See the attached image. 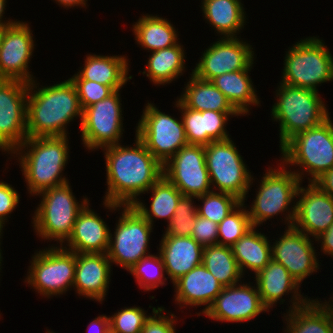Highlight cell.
<instances>
[{
  "label": "cell",
  "instance_id": "816d5d0a",
  "mask_svg": "<svg viewBox=\"0 0 333 333\" xmlns=\"http://www.w3.org/2000/svg\"><path fill=\"white\" fill-rule=\"evenodd\" d=\"M9 25H12V24H0V46H1V43H2V38H3V35L5 33V30Z\"/></svg>",
  "mask_w": 333,
  "mask_h": 333
},
{
  "label": "cell",
  "instance_id": "8d00e7d4",
  "mask_svg": "<svg viewBox=\"0 0 333 333\" xmlns=\"http://www.w3.org/2000/svg\"><path fill=\"white\" fill-rule=\"evenodd\" d=\"M245 207V208H244ZM246 206L241 202L218 224V244L232 247L253 228Z\"/></svg>",
  "mask_w": 333,
  "mask_h": 333
},
{
  "label": "cell",
  "instance_id": "7dc6e473",
  "mask_svg": "<svg viewBox=\"0 0 333 333\" xmlns=\"http://www.w3.org/2000/svg\"><path fill=\"white\" fill-rule=\"evenodd\" d=\"M88 326L87 333H110V318L106 315L95 317Z\"/></svg>",
  "mask_w": 333,
  "mask_h": 333
},
{
  "label": "cell",
  "instance_id": "e575fe53",
  "mask_svg": "<svg viewBox=\"0 0 333 333\" xmlns=\"http://www.w3.org/2000/svg\"><path fill=\"white\" fill-rule=\"evenodd\" d=\"M148 191L152 193L149 210L140 200L132 206L152 226L154 218H164L169 223L183 194L164 175Z\"/></svg>",
  "mask_w": 333,
  "mask_h": 333
},
{
  "label": "cell",
  "instance_id": "c3c4849f",
  "mask_svg": "<svg viewBox=\"0 0 333 333\" xmlns=\"http://www.w3.org/2000/svg\"><path fill=\"white\" fill-rule=\"evenodd\" d=\"M314 184L333 198V168L327 170Z\"/></svg>",
  "mask_w": 333,
  "mask_h": 333
},
{
  "label": "cell",
  "instance_id": "cb8c5ba5",
  "mask_svg": "<svg viewBox=\"0 0 333 333\" xmlns=\"http://www.w3.org/2000/svg\"><path fill=\"white\" fill-rule=\"evenodd\" d=\"M89 205L88 202L75 220L72 234L66 242L69 248L62 247L75 253H107L110 229Z\"/></svg>",
  "mask_w": 333,
  "mask_h": 333
},
{
  "label": "cell",
  "instance_id": "681fc988",
  "mask_svg": "<svg viewBox=\"0 0 333 333\" xmlns=\"http://www.w3.org/2000/svg\"><path fill=\"white\" fill-rule=\"evenodd\" d=\"M56 3H58V5L60 4L61 7L64 6L65 8H71V7H75V6H81V8H83V6L86 7V2L87 0H55Z\"/></svg>",
  "mask_w": 333,
  "mask_h": 333
},
{
  "label": "cell",
  "instance_id": "ba28073f",
  "mask_svg": "<svg viewBox=\"0 0 333 333\" xmlns=\"http://www.w3.org/2000/svg\"><path fill=\"white\" fill-rule=\"evenodd\" d=\"M283 166V167H282ZM277 168L266 170L267 172L260 180V187L256 193V199L247 210L253 227H257L273 216L285 212L284 219L287 227H292L296 213V195L302 182L293 171L280 163ZM294 201V202H292ZM292 208H288L292 203ZM291 210V211H290ZM288 211V212H287Z\"/></svg>",
  "mask_w": 333,
  "mask_h": 333
},
{
  "label": "cell",
  "instance_id": "d6986e66",
  "mask_svg": "<svg viewBox=\"0 0 333 333\" xmlns=\"http://www.w3.org/2000/svg\"><path fill=\"white\" fill-rule=\"evenodd\" d=\"M262 312H269L261 302L257 286L239 284L224 287L203 314L222 322H247Z\"/></svg>",
  "mask_w": 333,
  "mask_h": 333
},
{
  "label": "cell",
  "instance_id": "f5cc1de1",
  "mask_svg": "<svg viewBox=\"0 0 333 333\" xmlns=\"http://www.w3.org/2000/svg\"><path fill=\"white\" fill-rule=\"evenodd\" d=\"M332 297H330V300L329 301H327L326 302V300H325V302H324V304L333 312V303H331V302H333V298L331 299ZM331 301V302H330ZM330 302V303H329Z\"/></svg>",
  "mask_w": 333,
  "mask_h": 333
},
{
  "label": "cell",
  "instance_id": "1f68e13d",
  "mask_svg": "<svg viewBox=\"0 0 333 333\" xmlns=\"http://www.w3.org/2000/svg\"><path fill=\"white\" fill-rule=\"evenodd\" d=\"M252 67L253 64L246 70L226 73L211 80L227 97L232 106L244 116L250 111L249 105L259 106L260 104L252 80L248 75Z\"/></svg>",
  "mask_w": 333,
  "mask_h": 333
},
{
  "label": "cell",
  "instance_id": "7a4b0ae2",
  "mask_svg": "<svg viewBox=\"0 0 333 333\" xmlns=\"http://www.w3.org/2000/svg\"><path fill=\"white\" fill-rule=\"evenodd\" d=\"M35 83L36 80L28 87V137L68 136L66 126L74 117L82 120L83 113L75 85L70 78L42 88Z\"/></svg>",
  "mask_w": 333,
  "mask_h": 333
},
{
  "label": "cell",
  "instance_id": "9a60e30c",
  "mask_svg": "<svg viewBox=\"0 0 333 333\" xmlns=\"http://www.w3.org/2000/svg\"><path fill=\"white\" fill-rule=\"evenodd\" d=\"M163 175L184 196L198 197L212 191L204 145L182 147L163 164Z\"/></svg>",
  "mask_w": 333,
  "mask_h": 333
},
{
  "label": "cell",
  "instance_id": "9c48e42d",
  "mask_svg": "<svg viewBox=\"0 0 333 333\" xmlns=\"http://www.w3.org/2000/svg\"><path fill=\"white\" fill-rule=\"evenodd\" d=\"M205 158L215 191L232 194L245 203L254 179L231 138L206 145Z\"/></svg>",
  "mask_w": 333,
  "mask_h": 333
},
{
  "label": "cell",
  "instance_id": "60d3db41",
  "mask_svg": "<svg viewBox=\"0 0 333 333\" xmlns=\"http://www.w3.org/2000/svg\"><path fill=\"white\" fill-rule=\"evenodd\" d=\"M141 307H124L110 316V333H141L149 318Z\"/></svg>",
  "mask_w": 333,
  "mask_h": 333
},
{
  "label": "cell",
  "instance_id": "db71d44e",
  "mask_svg": "<svg viewBox=\"0 0 333 333\" xmlns=\"http://www.w3.org/2000/svg\"><path fill=\"white\" fill-rule=\"evenodd\" d=\"M3 227H4V226H3L2 224H0V239H1V236H2L1 234H2V232H3ZM0 241H1V240H0ZM0 244H1V242H0Z\"/></svg>",
  "mask_w": 333,
  "mask_h": 333
},
{
  "label": "cell",
  "instance_id": "7c38bea8",
  "mask_svg": "<svg viewBox=\"0 0 333 333\" xmlns=\"http://www.w3.org/2000/svg\"><path fill=\"white\" fill-rule=\"evenodd\" d=\"M161 112L153 103H147L136 126V134L163 165L182 147L188 145L184 123Z\"/></svg>",
  "mask_w": 333,
  "mask_h": 333
},
{
  "label": "cell",
  "instance_id": "8992f818",
  "mask_svg": "<svg viewBox=\"0 0 333 333\" xmlns=\"http://www.w3.org/2000/svg\"><path fill=\"white\" fill-rule=\"evenodd\" d=\"M69 184L67 182L39 193L41 203L34 212L35 216H32V227L37 235L44 240L57 241L59 246L68 241L78 214L89 202L85 197L79 203Z\"/></svg>",
  "mask_w": 333,
  "mask_h": 333
},
{
  "label": "cell",
  "instance_id": "603a6c76",
  "mask_svg": "<svg viewBox=\"0 0 333 333\" xmlns=\"http://www.w3.org/2000/svg\"><path fill=\"white\" fill-rule=\"evenodd\" d=\"M175 106L179 108L188 144L208 145L212 141L230 138L226 130L228 116H241L239 112L196 111L184 107L178 100Z\"/></svg>",
  "mask_w": 333,
  "mask_h": 333
},
{
  "label": "cell",
  "instance_id": "4316f807",
  "mask_svg": "<svg viewBox=\"0 0 333 333\" xmlns=\"http://www.w3.org/2000/svg\"><path fill=\"white\" fill-rule=\"evenodd\" d=\"M84 62V68L81 67V70L70 78L71 80L95 81L116 91L132 79L131 75L128 77L129 65L124 55L88 54Z\"/></svg>",
  "mask_w": 333,
  "mask_h": 333
},
{
  "label": "cell",
  "instance_id": "836d02e7",
  "mask_svg": "<svg viewBox=\"0 0 333 333\" xmlns=\"http://www.w3.org/2000/svg\"><path fill=\"white\" fill-rule=\"evenodd\" d=\"M184 53L183 45L180 43L151 52L143 75L145 74L155 85L171 83L183 75L186 65Z\"/></svg>",
  "mask_w": 333,
  "mask_h": 333
},
{
  "label": "cell",
  "instance_id": "b9f144b4",
  "mask_svg": "<svg viewBox=\"0 0 333 333\" xmlns=\"http://www.w3.org/2000/svg\"><path fill=\"white\" fill-rule=\"evenodd\" d=\"M75 85L80 106L86 107L107 98L114 91L106 85L90 80H71Z\"/></svg>",
  "mask_w": 333,
  "mask_h": 333
},
{
  "label": "cell",
  "instance_id": "44dd1931",
  "mask_svg": "<svg viewBox=\"0 0 333 333\" xmlns=\"http://www.w3.org/2000/svg\"><path fill=\"white\" fill-rule=\"evenodd\" d=\"M254 279L261 302L268 311L278 301L283 304L285 300L282 297L289 294V292L293 295L290 300L292 305H290L287 312L293 311L310 300V298L301 295L300 284L291 276L288 270L273 259L255 275Z\"/></svg>",
  "mask_w": 333,
  "mask_h": 333
},
{
  "label": "cell",
  "instance_id": "f546056e",
  "mask_svg": "<svg viewBox=\"0 0 333 333\" xmlns=\"http://www.w3.org/2000/svg\"><path fill=\"white\" fill-rule=\"evenodd\" d=\"M184 93L177 100L186 108L196 111L238 112L227 97L211 82L190 74Z\"/></svg>",
  "mask_w": 333,
  "mask_h": 333
},
{
  "label": "cell",
  "instance_id": "83f0119b",
  "mask_svg": "<svg viewBox=\"0 0 333 333\" xmlns=\"http://www.w3.org/2000/svg\"><path fill=\"white\" fill-rule=\"evenodd\" d=\"M318 299L287 312L285 333H333V312Z\"/></svg>",
  "mask_w": 333,
  "mask_h": 333
},
{
  "label": "cell",
  "instance_id": "74e56055",
  "mask_svg": "<svg viewBox=\"0 0 333 333\" xmlns=\"http://www.w3.org/2000/svg\"><path fill=\"white\" fill-rule=\"evenodd\" d=\"M195 199H200L203 203V205L197 207V215L217 224L242 202L232 194L213 190Z\"/></svg>",
  "mask_w": 333,
  "mask_h": 333
},
{
  "label": "cell",
  "instance_id": "4dcf8cb0",
  "mask_svg": "<svg viewBox=\"0 0 333 333\" xmlns=\"http://www.w3.org/2000/svg\"><path fill=\"white\" fill-rule=\"evenodd\" d=\"M267 238L253 227L231 247L243 275L246 269L256 275L272 260V246Z\"/></svg>",
  "mask_w": 333,
  "mask_h": 333
},
{
  "label": "cell",
  "instance_id": "f1b7e54d",
  "mask_svg": "<svg viewBox=\"0 0 333 333\" xmlns=\"http://www.w3.org/2000/svg\"><path fill=\"white\" fill-rule=\"evenodd\" d=\"M204 18L222 37H237L246 22L241 0H202Z\"/></svg>",
  "mask_w": 333,
  "mask_h": 333
},
{
  "label": "cell",
  "instance_id": "5b68a950",
  "mask_svg": "<svg viewBox=\"0 0 333 333\" xmlns=\"http://www.w3.org/2000/svg\"><path fill=\"white\" fill-rule=\"evenodd\" d=\"M280 150L285 166L297 165L301 168L300 171H293L301 182L304 174L308 173L311 177L307 178L309 183H314L327 170L333 168L332 120L328 117L320 125L298 133Z\"/></svg>",
  "mask_w": 333,
  "mask_h": 333
},
{
  "label": "cell",
  "instance_id": "5bb4252c",
  "mask_svg": "<svg viewBox=\"0 0 333 333\" xmlns=\"http://www.w3.org/2000/svg\"><path fill=\"white\" fill-rule=\"evenodd\" d=\"M29 84L0 79V150L9 154L28 137L27 99Z\"/></svg>",
  "mask_w": 333,
  "mask_h": 333
},
{
  "label": "cell",
  "instance_id": "f6af8a7d",
  "mask_svg": "<svg viewBox=\"0 0 333 333\" xmlns=\"http://www.w3.org/2000/svg\"><path fill=\"white\" fill-rule=\"evenodd\" d=\"M20 196L10 184L0 181V224L4 225L9 214L19 204Z\"/></svg>",
  "mask_w": 333,
  "mask_h": 333
},
{
  "label": "cell",
  "instance_id": "ab89813d",
  "mask_svg": "<svg viewBox=\"0 0 333 333\" xmlns=\"http://www.w3.org/2000/svg\"><path fill=\"white\" fill-rule=\"evenodd\" d=\"M194 198L196 197L184 195L180 198L175 213L167 224L164 235H174L179 237H188L192 235L193 226L197 216V206L193 202Z\"/></svg>",
  "mask_w": 333,
  "mask_h": 333
},
{
  "label": "cell",
  "instance_id": "d590c367",
  "mask_svg": "<svg viewBox=\"0 0 333 333\" xmlns=\"http://www.w3.org/2000/svg\"><path fill=\"white\" fill-rule=\"evenodd\" d=\"M202 264L223 287L238 284L243 274L233 255L232 248L224 245H210L203 249Z\"/></svg>",
  "mask_w": 333,
  "mask_h": 333
},
{
  "label": "cell",
  "instance_id": "ee69618b",
  "mask_svg": "<svg viewBox=\"0 0 333 333\" xmlns=\"http://www.w3.org/2000/svg\"><path fill=\"white\" fill-rule=\"evenodd\" d=\"M191 237L201 246L218 244V224L209 219L196 216Z\"/></svg>",
  "mask_w": 333,
  "mask_h": 333
},
{
  "label": "cell",
  "instance_id": "e0dca14e",
  "mask_svg": "<svg viewBox=\"0 0 333 333\" xmlns=\"http://www.w3.org/2000/svg\"><path fill=\"white\" fill-rule=\"evenodd\" d=\"M34 37L28 23L16 21L9 25L0 46V79L34 81L29 63L34 51Z\"/></svg>",
  "mask_w": 333,
  "mask_h": 333
},
{
  "label": "cell",
  "instance_id": "3957f363",
  "mask_svg": "<svg viewBox=\"0 0 333 333\" xmlns=\"http://www.w3.org/2000/svg\"><path fill=\"white\" fill-rule=\"evenodd\" d=\"M68 143L67 136L27 137L12 152L19 159L31 195L37 196L46 189L69 182L62 175L69 159Z\"/></svg>",
  "mask_w": 333,
  "mask_h": 333
},
{
  "label": "cell",
  "instance_id": "8fae6325",
  "mask_svg": "<svg viewBox=\"0 0 333 333\" xmlns=\"http://www.w3.org/2000/svg\"><path fill=\"white\" fill-rule=\"evenodd\" d=\"M122 214L116 223L114 235L110 230L108 259L129 271L149 254L152 225L133 207L121 206ZM113 236V237H112Z\"/></svg>",
  "mask_w": 333,
  "mask_h": 333
},
{
  "label": "cell",
  "instance_id": "11a10c76",
  "mask_svg": "<svg viewBox=\"0 0 333 333\" xmlns=\"http://www.w3.org/2000/svg\"><path fill=\"white\" fill-rule=\"evenodd\" d=\"M1 251H2V250L0 249V270H1V265H2V264H1V261H2V256H1L2 254H1Z\"/></svg>",
  "mask_w": 333,
  "mask_h": 333
},
{
  "label": "cell",
  "instance_id": "d6a6232c",
  "mask_svg": "<svg viewBox=\"0 0 333 333\" xmlns=\"http://www.w3.org/2000/svg\"><path fill=\"white\" fill-rule=\"evenodd\" d=\"M132 27L137 44L151 52L179 43L174 25L158 15H143Z\"/></svg>",
  "mask_w": 333,
  "mask_h": 333
},
{
  "label": "cell",
  "instance_id": "2e32d148",
  "mask_svg": "<svg viewBox=\"0 0 333 333\" xmlns=\"http://www.w3.org/2000/svg\"><path fill=\"white\" fill-rule=\"evenodd\" d=\"M204 51L192 74L204 81L219 75L248 69L254 64L252 45L238 37H221Z\"/></svg>",
  "mask_w": 333,
  "mask_h": 333
},
{
  "label": "cell",
  "instance_id": "f907efd6",
  "mask_svg": "<svg viewBox=\"0 0 333 333\" xmlns=\"http://www.w3.org/2000/svg\"><path fill=\"white\" fill-rule=\"evenodd\" d=\"M6 2H7V0H0V24H13V23H15L16 21H13V20H11V19H8V20H4L3 21V14H5V5H6Z\"/></svg>",
  "mask_w": 333,
  "mask_h": 333
},
{
  "label": "cell",
  "instance_id": "484cf974",
  "mask_svg": "<svg viewBox=\"0 0 333 333\" xmlns=\"http://www.w3.org/2000/svg\"><path fill=\"white\" fill-rule=\"evenodd\" d=\"M159 254L172 283L202 264L203 249L191 236L162 235Z\"/></svg>",
  "mask_w": 333,
  "mask_h": 333
},
{
  "label": "cell",
  "instance_id": "277c9868",
  "mask_svg": "<svg viewBox=\"0 0 333 333\" xmlns=\"http://www.w3.org/2000/svg\"><path fill=\"white\" fill-rule=\"evenodd\" d=\"M272 106V119L279 122L280 149L298 133L320 125L329 117L319 93L280 82Z\"/></svg>",
  "mask_w": 333,
  "mask_h": 333
},
{
  "label": "cell",
  "instance_id": "ac0fdd59",
  "mask_svg": "<svg viewBox=\"0 0 333 333\" xmlns=\"http://www.w3.org/2000/svg\"><path fill=\"white\" fill-rule=\"evenodd\" d=\"M275 241L271 245L272 259L282 264L299 284L320 268L314 241L305 233L288 227Z\"/></svg>",
  "mask_w": 333,
  "mask_h": 333
},
{
  "label": "cell",
  "instance_id": "52a82bcc",
  "mask_svg": "<svg viewBox=\"0 0 333 333\" xmlns=\"http://www.w3.org/2000/svg\"><path fill=\"white\" fill-rule=\"evenodd\" d=\"M286 53L281 83L318 92L319 84L333 80V56L318 37L301 39Z\"/></svg>",
  "mask_w": 333,
  "mask_h": 333
},
{
  "label": "cell",
  "instance_id": "30bf717a",
  "mask_svg": "<svg viewBox=\"0 0 333 333\" xmlns=\"http://www.w3.org/2000/svg\"><path fill=\"white\" fill-rule=\"evenodd\" d=\"M26 283L45 297L63 295L73 287L76 253L62 246H52L35 252Z\"/></svg>",
  "mask_w": 333,
  "mask_h": 333
},
{
  "label": "cell",
  "instance_id": "7bdbcfd3",
  "mask_svg": "<svg viewBox=\"0 0 333 333\" xmlns=\"http://www.w3.org/2000/svg\"><path fill=\"white\" fill-rule=\"evenodd\" d=\"M164 309L162 306L152 308L153 316L150 315L145 321L141 333H176V324H174L175 320L177 322L176 315L171 313L169 318L163 313Z\"/></svg>",
  "mask_w": 333,
  "mask_h": 333
},
{
  "label": "cell",
  "instance_id": "f35d334b",
  "mask_svg": "<svg viewBox=\"0 0 333 333\" xmlns=\"http://www.w3.org/2000/svg\"><path fill=\"white\" fill-rule=\"evenodd\" d=\"M129 273L136 278L135 282L144 291H150L158 288L160 285H166L167 278L163 274L165 273V267L160 254H151L142 258L129 270Z\"/></svg>",
  "mask_w": 333,
  "mask_h": 333
},
{
  "label": "cell",
  "instance_id": "4fadbf2b",
  "mask_svg": "<svg viewBox=\"0 0 333 333\" xmlns=\"http://www.w3.org/2000/svg\"><path fill=\"white\" fill-rule=\"evenodd\" d=\"M119 93L120 89L83 109L80 127L86 149L96 150L119 144L124 131Z\"/></svg>",
  "mask_w": 333,
  "mask_h": 333
},
{
  "label": "cell",
  "instance_id": "d4e9b609",
  "mask_svg": "<svg viewBox=\"0 0 333 333\" xmlns=\"http://www.w3.org/2000/svg\"><path fill=\"white\" fill-rule=\"evenodd\" d=\"M175 288V303L180 308L185 306H201L205 308L198 316L207 311L217 295L224 288L222 284L201 264L189 273L181 276L173 283ZM183 303V304H182ZM181 304V305H180Z\"/></svg>",
  "mask_w": 333,
  "mask_h": 333
},
{
  "label": "cell",
  "instance_id": "7402d4cb",
  "mask_svg": "<svg viewBox=\"0 0 333 333\" xmlns=\"http://www.w3.org/2000/svg\"><path fill=\"white\" fill-rule=\"evenodd\" d=\"M111 266L107 253H76L73 288L78 295L104 301L111 280Z\"/></svg>",
  "mask_w": 333,
  "mask_h": 333
},
{
  "label": "cell",
  "instance_id": "ffe728a7",
  "mask_svg": "<svg viewBox=\"0 0 333 333\" xmlns=\"http://www.w3.org/2000/svg\"><path fill=\"white\" fill-rule=\"evenodd\" d=\"M293 227L309 237L316 238L333 223V198L316 184H301L297 191Z\"/></svg>",
  "mask_w": 333,
  "mask_h": 333
},
{
  "label": "cell",
  "instance_id": "6da1fadb",
  "mask_svg": "<svg viewBox=\"0 0 333 333\" xmlns=\"http://www.w3.org/2000/svg\"><path fill=\"white\" fill-rule=\"evenodd\" d=\"M134 141L132 147L119 143L102 149L108 186L103 204L111 211L132 206L163 176V165L137 136Z\"/></svg>",
  "mask_w": 333,
  "mask_h": 333
},
{
  "label": "cell",
  "instance_id": "bcb514c9",
  "mask_svg": "<svg viewBox=\"0 0 333 333\" xmlns=\"http://www.w3.org/2000/svg\"><path fill=\"white\" fill-rule=\"evenodd\" d=\"M318 243H321V249L325 255L333 256V223L329 228L315 238Z\"/></svg>",
  "mask_w": 333,
  "mask_h": 333
}]
</instances>
